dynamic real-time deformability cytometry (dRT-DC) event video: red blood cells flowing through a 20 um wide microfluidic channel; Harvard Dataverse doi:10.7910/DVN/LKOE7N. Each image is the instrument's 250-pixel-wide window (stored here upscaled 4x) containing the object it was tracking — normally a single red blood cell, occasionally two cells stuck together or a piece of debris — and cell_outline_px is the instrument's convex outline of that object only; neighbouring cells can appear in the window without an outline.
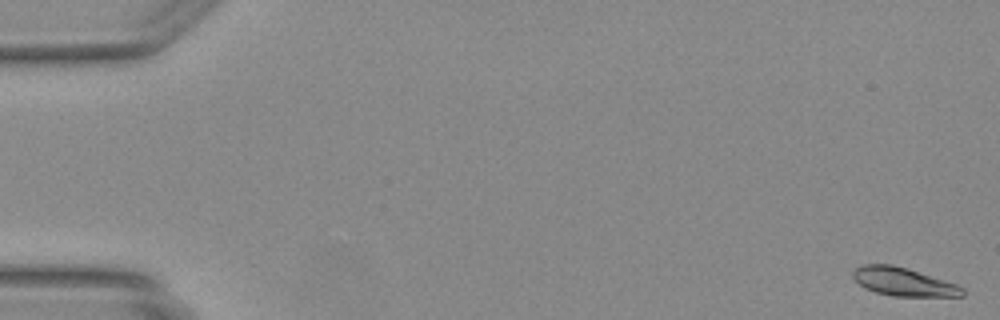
{"species": "Egyptian fruit bat (a non-hibernating species)", "species_latin": "Rousettus aegyptiacus", "temperature_condition": "warm", "stored_images_in_passage": 48, "camera_frame_rate_fps": 3000, "um_per_image_px": 0.085, "animal": {"sex": "female"}, "frame": {"image": 1, "passage_image": 1, "time_ms": 0.0, "image_size_px": [1000, 320], "cell_outline_px": [[964, 296], [892, 296], [876, 292], [864, 288], [852, 276], [852, 272], [856, 268], [864, 264], [892, 264], [908, 268], [956, 284], [964, 288]], "centroid_in_image_um": [76.78, 23.95], "position_along_channel_um": 8.2, "area_um2": 17.98}}
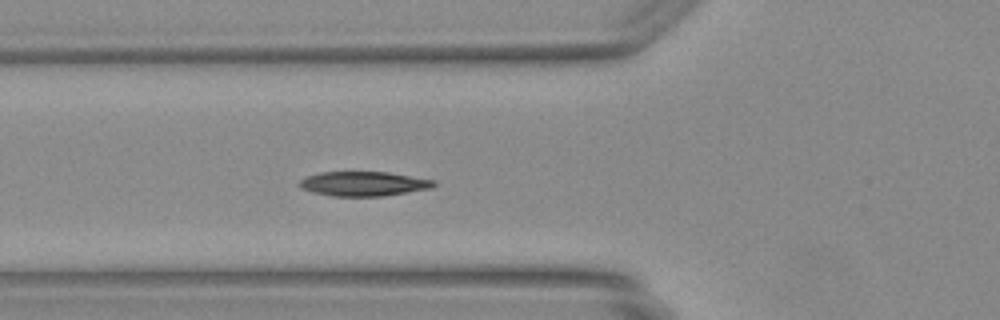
{"frame": {"image": 2, "passage_image": 18, "time_ms": 5.667, "image_size_px": [1000, 320], "cell_outline_px": [[436, 184], [432, 188], [384, 196], [332, 196], [312, 192], [300, 188], [296, 184], [300, 180], [308, 176], [320, 172], [388, 172], [436, 180]], "centroid_in_image_um": [30.9, 15.62], "position_along_channel_um": 94.9, "area_um2": 19.31}}
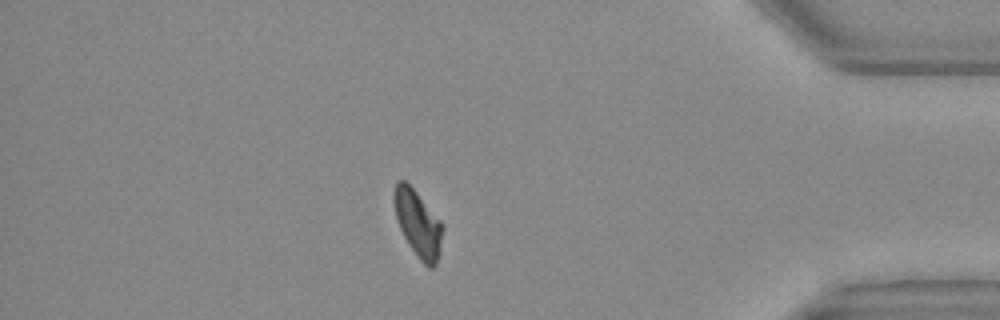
{"frame": {"image": 3, "passage_image": 42, "time_ms": 13.667, "image_size_px": [1000, 320], "cell_outline_px": [[444, 228], [440, 252], [436, 264], [432, 268], [428, 268], [420, 260], [408, 244], [396, 220], [396, 180], [404, 180], [416, 192], [444, 224]], "centroid_in_image_um": [35.59, 19.07], "position_along_channel_um": 399.6, "area_um2": 18.44}}